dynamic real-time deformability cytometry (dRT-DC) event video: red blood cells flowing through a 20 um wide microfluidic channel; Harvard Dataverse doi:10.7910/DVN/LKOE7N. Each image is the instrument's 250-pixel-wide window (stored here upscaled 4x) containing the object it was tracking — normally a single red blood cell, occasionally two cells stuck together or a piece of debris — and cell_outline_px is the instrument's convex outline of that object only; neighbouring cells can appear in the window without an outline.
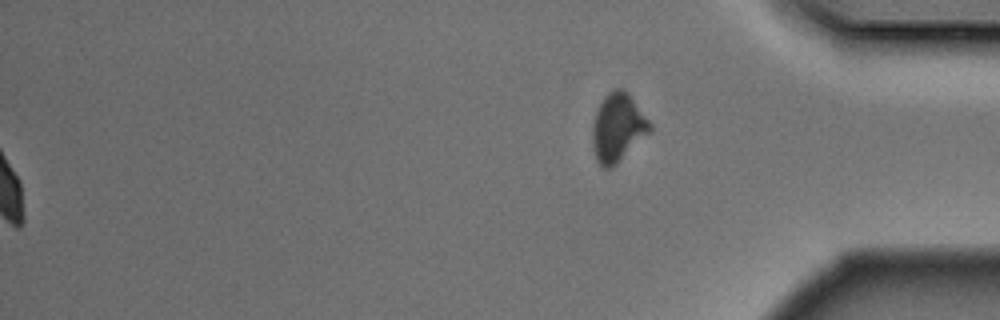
{"species": "Egyptian fruit bat (a non-hibernating species)", "species_latin": "Rousettus aegyptiacus", "temperature_condition": "cold", "stored_images_in_passage": 49, "segment_of_instrument_passage": [2, 2], "camera_frame_rate_fps": 3000, "um_per_image_px": 0.085, "animal": {"sex": "male"}, "frame": {"image": 1, "passage_image": 49, "time_ms": 16.0, "image_size_px": [1000, 320], "cell_outline_px": [[652, 132], [616, 164], [608, 168], [604, 168], [596, 160], [592, 144], [592, 124], [596, 112], [604, 96], [608, 92], [616, 88], [624, 88], [628, 92], [652, 124]], "centroid_in_image_um": [52.53, 10.83], "position_along_channel_um": 382.7, "area_um2": 23.06}}